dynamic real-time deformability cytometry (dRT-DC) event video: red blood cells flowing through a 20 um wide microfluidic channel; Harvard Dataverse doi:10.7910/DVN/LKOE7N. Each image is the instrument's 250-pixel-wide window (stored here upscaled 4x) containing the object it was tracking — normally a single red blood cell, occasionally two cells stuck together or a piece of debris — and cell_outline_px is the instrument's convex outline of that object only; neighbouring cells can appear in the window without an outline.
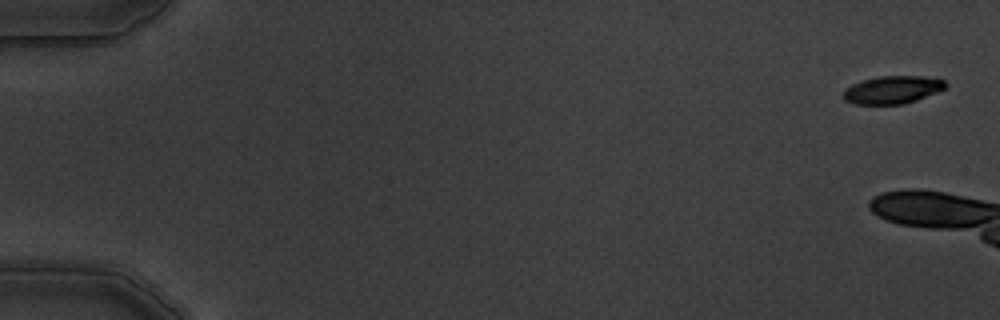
{"species": "common noctule bat (a hibernating species)", "species_latin": "Nyctalus noctula", "temperature_condition": "warm", "stored_images_in_passage": 3, "camera_frame_rate_fps": 3000, "um_per_image_px": 0.085, "animal": {"sex": "male", "body_mass_g": 19.5, "forearm_length_mm": 54.6}, "frame": {"image": 1, "passage_image": 1, "time_ms": 0.0, "image_size_px": [1000, 320], "cell_outline_px": [[948, 84], [944, 88], [936, 92], [916, 100], [904, 104], [856, 104], [844, 100], [844, 92], [852, 84], [864, 80], [880, 76], [920, 76], [944, 80]], "centroid_in_image_um": [75.87, 7.63], "position_along_channel_um": 9.1, "area_um2": 16.24}}